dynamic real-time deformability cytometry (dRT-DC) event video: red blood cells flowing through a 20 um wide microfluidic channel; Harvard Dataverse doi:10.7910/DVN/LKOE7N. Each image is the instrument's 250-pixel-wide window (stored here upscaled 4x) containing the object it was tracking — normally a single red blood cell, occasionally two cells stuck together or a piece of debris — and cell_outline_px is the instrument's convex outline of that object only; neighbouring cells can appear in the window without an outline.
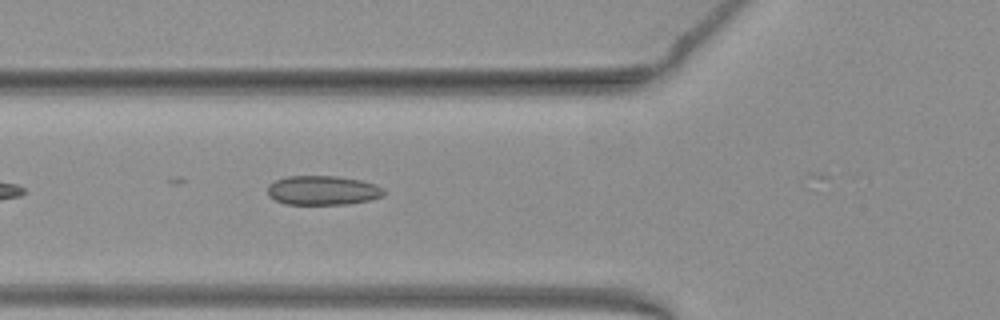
{"species": "common noctule bat (a hibernating species)", "species_latin": "Nyctalus noctula", "temperature_condition": "warm", "stored_images_in_passage": 7, "camera_frame_rate_fps": 3000, "um_per_image_px": 0.085, "animal": {"sex": "female", "body_mass_g": 19.3, "forearm_length_mm": 54.1}, "frame": {"image": 1, "passage_image": 4, "time_ms": 1.0, "image_size_px": [1000, 320], "cell_outline_px": [[384, 196], [368, 200], [348, 204], [284, 204], [268, 196], [268, 184], [276, 180], [288, 176], [336, 176], [360, 180], [376, 184], [384, 188]], "centroid_in_image_um": [27.43, 16.18], "position_along_channel_um": 98.4, "area_um2": 19.88}}